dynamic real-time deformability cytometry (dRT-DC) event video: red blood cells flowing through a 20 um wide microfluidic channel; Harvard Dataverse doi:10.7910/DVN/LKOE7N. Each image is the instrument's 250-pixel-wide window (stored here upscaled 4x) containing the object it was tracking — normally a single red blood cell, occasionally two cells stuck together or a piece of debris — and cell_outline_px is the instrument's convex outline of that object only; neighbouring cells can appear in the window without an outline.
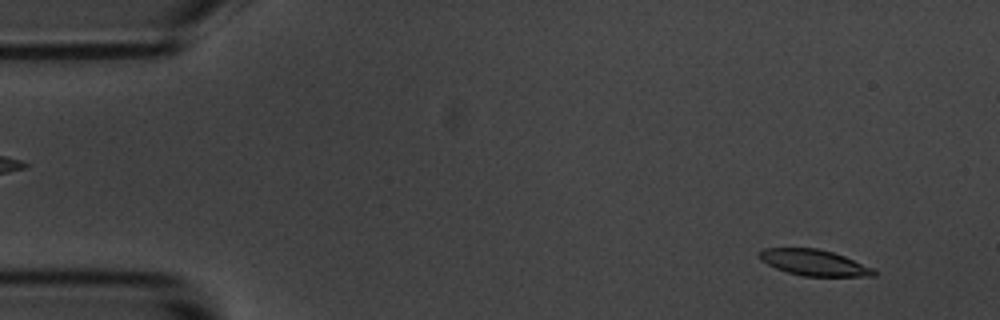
{"species": "common noctule bat (a hibernating species)", "species_latin": "Nyctalus noctula", "temperature_condition": "room temperature", "stored_images_in_passage": 5, "camera_frame_rate_fps": 3000, "um_per_image_px": 0.085, "animal": {"sex": "male", "body_mass_g": 20.1, "forearm_length_mm": 53.5}, "frame": {"image": 1, "passage_image": 1, "time_ms": 0.0, "image_size_px": [1000, 320], "cell_outline_px": [[880, 272], [876, 276], [804, 276], [788, 272], [776, 268], [760, 260], [756, 256], [764, 248], [816, 248], [832, 252], [844, 256], [872, 268]], "centroid_in_image_um": [69.19, 22.32], "position_along_channel_um": 15.8, "area_um2": 17.28}}
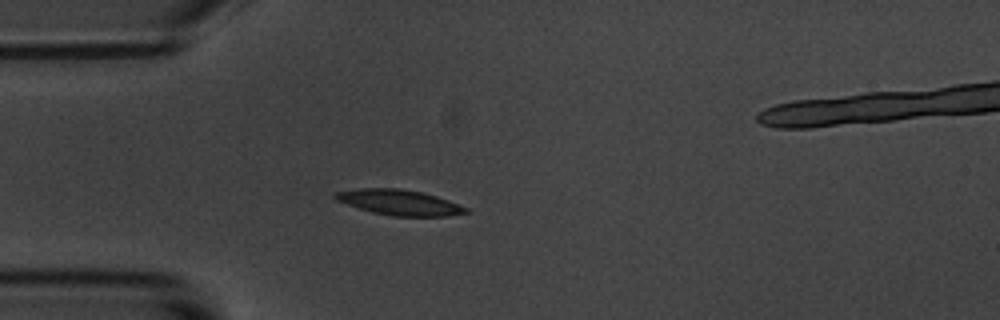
{"frame": {"image": 2, "passage_image": 4, "time_ms": 3.667, "image_size_px": [1000, 320], "cell_outline_px": [[472, 212], [448, 216], [392, 216], [372, 212], [336, 200], [332, 196], [336, 192], [360, 188], [400, 188], [420, 192], [436, 196], [448, 200], [468, 208]], "centroid_in_image_um": [33.97, 17.21], "position_along_channel_um": 51.0, "area_um2": 19.25}}